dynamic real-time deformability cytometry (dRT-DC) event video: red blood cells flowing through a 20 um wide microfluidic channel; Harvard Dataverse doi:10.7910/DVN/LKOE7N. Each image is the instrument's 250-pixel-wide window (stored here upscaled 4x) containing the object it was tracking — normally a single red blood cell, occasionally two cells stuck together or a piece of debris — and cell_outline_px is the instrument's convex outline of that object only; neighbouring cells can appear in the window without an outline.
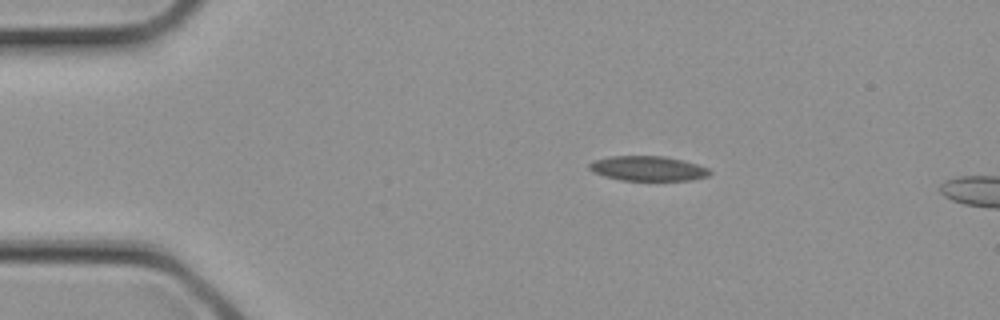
{"species": "common noctule bat (a hibernating species)", "species_latin": "Nyctalus noctula", "temperature_condition": "cold", "stored_images_in_passage": 4, "camera_frame_rate_fps": 3000, "um_per_image_px": 0.085, "animal": {"sex": "female", "body_mass_g": 21.9}, "frame": {"image": 1, "passage_image": 4, "time_ms": 1.0, "image_size_px": [1000, 320], "cell_outline_px": [[712, 172], [708, 176], [692, 180], [620, 180], [604, 176], [592, 172], [588, 168], [588, 164], [592, 160], [608, 156], [664, 156], [696, 164], [708, 168]], "centroid_in_image_um": [55.02, 14.32], "position_along_channel_um": 30.0, "area_um2": 17.46}}